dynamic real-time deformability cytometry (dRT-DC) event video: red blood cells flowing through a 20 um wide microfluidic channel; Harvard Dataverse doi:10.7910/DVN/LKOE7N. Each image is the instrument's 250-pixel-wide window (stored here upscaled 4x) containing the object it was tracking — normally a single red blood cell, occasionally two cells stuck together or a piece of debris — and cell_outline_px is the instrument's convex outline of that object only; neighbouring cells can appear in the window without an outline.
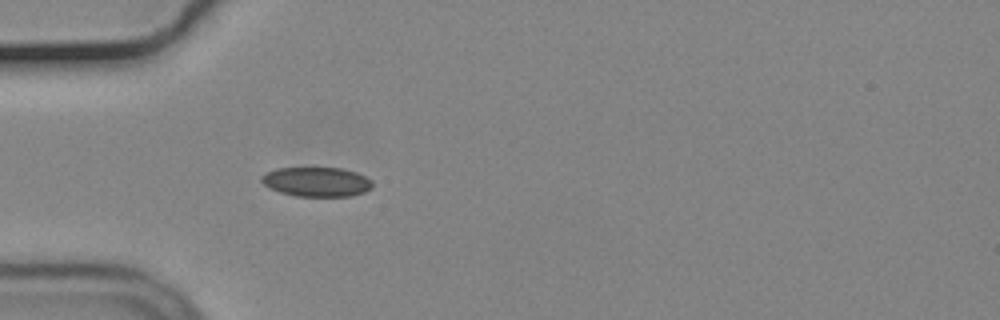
{"species": "common noctule bat (a hibernating species)", "species_latin": "Nyctalus noctula", "temperature_condition": "cold", "stored_images_in_passage": 7, "camera_frame_rate_fps": 3000, "um_per_image_px": 0.085, "animal": {"sex": "male", "body_mass_g": 19.2, "forearm_length_mm": 51.8}, "frame": {"image": 1, "passage_image": 1, "time_ms": 0.0, "image_size_px": [1000, 320], "cell_outline_px": [[372, 188], [364, 192], [352, 196], [296, 196], [280, 192], [268, 188], [260, 180], [260, 176], [264, 172], [276, 168], [340, 168], [356, 172], [372, 180]], "centroid_in_image_um": [26.88, 15.45], "position_along_channel_um": 58.1, "area_um2": 19.19}}
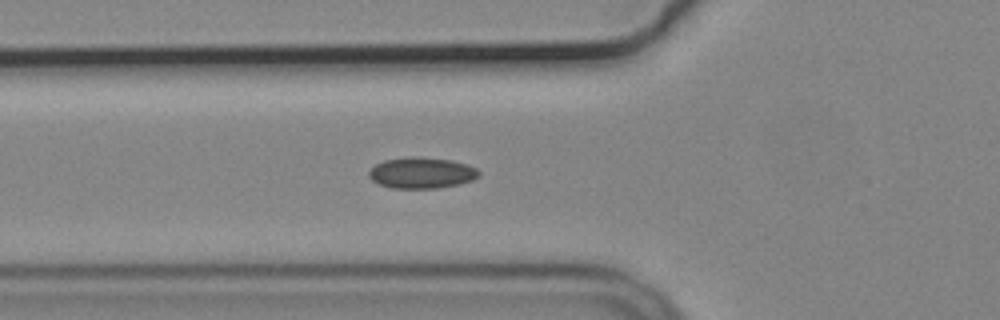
{"frame": {"image": 2, "passage_image": 4, "time_ms": 1.0, "image_size_px": [1000, 320], "cell_outline_px": [[480, 176], [472, 180], [460, 184], [436, 188], [392, 188], [380, 184], [372, 180], [368, 176], [368, 172], [376, 164], [384, 160], [412, 156], [420, 156], [452, 160], [468, 164], [476, 168], [480, 172]], "centroid_in_image_um": [35.86, 14.68], "position_along_channel_um": 89.9, "area_um2": 20.06}}
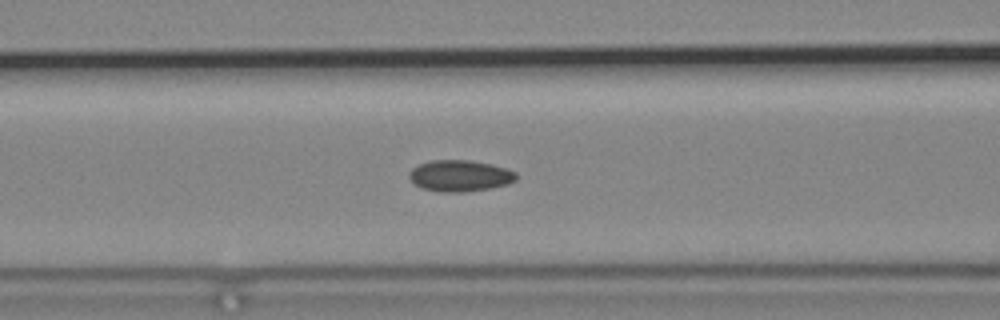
{"frame": {"image": 3, "passage_image": 7, "time_ms": 2.0, "image_size_px": [1000, 320], "cell_outline_px": [[516, 180], [508, 184], [488, 188], [464, 192], [440, 192], [424, 188], [416, 184], [408, 176], [408, 172], [412, 168], [420, 164], [432, 160], [468, 160], [492, 164], [508, 168], [516, 172]], "centroid_in_image_um": [39.11, 14.93], "position_along_channel_um": 127.5, "area_um2": 19.48}}